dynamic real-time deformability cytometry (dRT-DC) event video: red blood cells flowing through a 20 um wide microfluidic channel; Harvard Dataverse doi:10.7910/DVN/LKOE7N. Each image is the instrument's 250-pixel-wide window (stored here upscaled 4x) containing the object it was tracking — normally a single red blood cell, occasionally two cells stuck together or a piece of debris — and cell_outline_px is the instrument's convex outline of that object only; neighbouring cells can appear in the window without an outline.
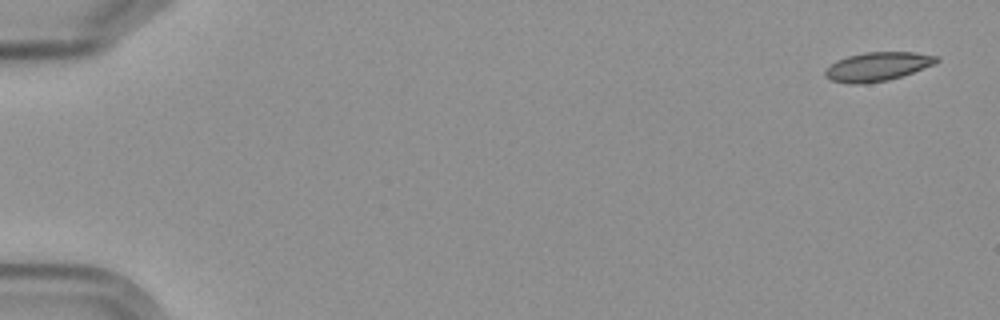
{"species": "Egyptian fruit bat (a non-hibernating species)", "species_latin": "Rousettus aegyptiacus", "temperature_condition": "cold", "stored_images_in_passage": 3, "camera_frame_rate_fps": 3000, "um_per_image_px": 0.085, "frame": {"image": 1, "passage_image": 1, "time_ms": 0.0, "image_size_px": [1000, 320], "cell_outline_px": [[940, 60], [932, 64], [912, 72], [888, 80], [864, 84], [848, 84], [832, 80], [824, 76], [824, 72], [836, 60], [848, 56], [864, 52], [916, 52], [940, 56]], "centroid_in_image_um": [74.58, 5.65], "position_along_channel_um": 10.4, "area_um2": 18.61}}